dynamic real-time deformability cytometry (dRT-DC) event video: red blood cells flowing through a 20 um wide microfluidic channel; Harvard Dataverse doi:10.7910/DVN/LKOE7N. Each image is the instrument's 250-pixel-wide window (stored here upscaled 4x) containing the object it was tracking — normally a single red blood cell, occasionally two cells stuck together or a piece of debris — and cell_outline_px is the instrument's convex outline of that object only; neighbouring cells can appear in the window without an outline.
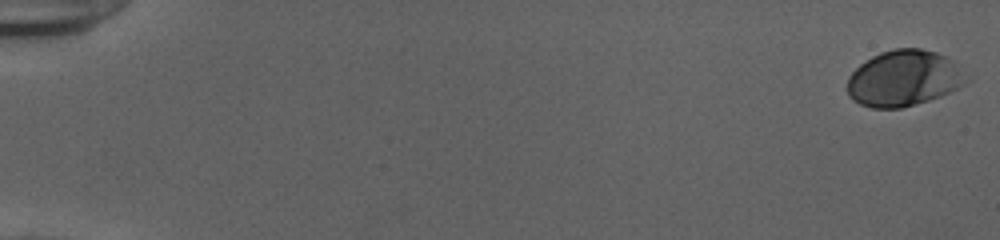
{"species": "human", "species_latin": "Homo sapiens", "temperature_condition": "cold", "stored_images_in_passage": 54, "camera_frame_rate_fps": 3000, "um_per_image_px": 0.085, "donor": {"sex": "female"}, "frame": {"image": 1, "passage_image": 1, "time_ms": 0.0, "image_size_px": [1000, 240], "cell_outline_px": [[972, 80], [940, 96], [928, 100], [900, 108], [872, 108], [860, 104], [852, 100], [848, 96], [848, 76], [860, 64], [872, 56], [880, 52], [892, 48], [920, 48], [936, 52], [952, 60]], "centroid_in_image_um": [76.82, 6.65], "position_along_channel_um": 8.2, "area_um2": 38.84}}
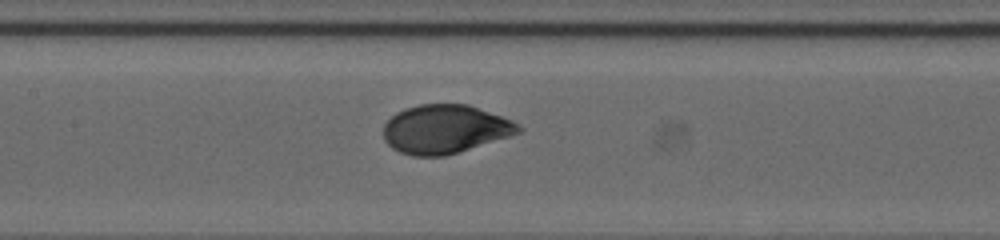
{"frame": {"image": 2, "passage_image": 28, "time_ms": 9.0, "image_size_px": [1000, 240], "cell_outline_px": [[524, 128], [520, 132], [508, 136], [444, 156], [412, 156], [400, 152], [392, 148], [384, 140], [384, 124], [396, 112], [404, 108], [420, 104], [468, 104], [512, 120]], "centroid_in_image_um": [37.79, 10.97], "position_along_channel_um": 169.6, "area_um2": 38.03}}
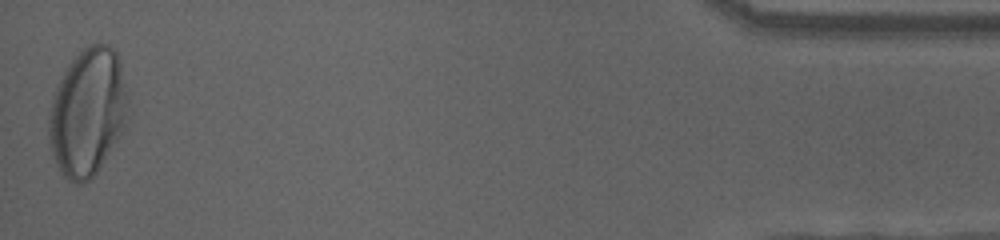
{"frame": {"image": 3, "passage_image": 54, "time_ms": 17.667, "image_size_px": [1000, 240], "cell_outline_px": [[128, 100], [124, 124], [116, 140], [96, 172], [88, 180], [80, 184], [76, 184], [68, 180], [60, 172], [52, 152], [48, 136], [48, 120], [52, 96], [68, 64], [88, 44], [100, 40], [108, 44], [116, 52], [120, 60], [128, 96]], "centroid_in_image_um": [7.43, 9.49], "position_along_channel_um": 427.8, "area_um2": 58.49}, "authors_computed_cell_mechanics": {"area_um2": 38.5237, "velocity_mm_per_s": 3.8809, "shape_relaxation_time_tau1_ms": 3.9219, "shape_relaxation_time_tau2_ms": null, "deformation_change_tau1": 0.1687, "deformation_change_tau2": null}}